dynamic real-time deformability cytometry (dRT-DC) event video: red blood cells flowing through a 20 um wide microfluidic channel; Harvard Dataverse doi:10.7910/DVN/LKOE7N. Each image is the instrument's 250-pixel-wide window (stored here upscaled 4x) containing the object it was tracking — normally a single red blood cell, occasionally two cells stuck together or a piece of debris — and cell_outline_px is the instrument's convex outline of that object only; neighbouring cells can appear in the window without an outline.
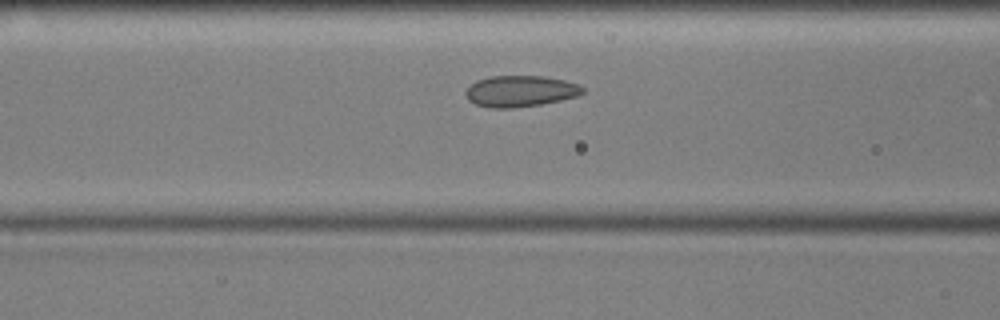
{"species": "common noctule bat (a hibernating species)", "species_latin": "Nyctalus noctula", "temperature_condition": "cold", "stored_images_in_passage": 47, "camera_frame_rate_fps": 3000, "um_per_image_px": 0.085, "animal": {"sex": "male", "body_mass_g": 17.9, "forearm_length_mm": 54.2}, "frame": {"image": 1, "passage_image": 13, "time_ms": 4.0, "image_size_px": [1000, 320], "cell_outline_px": [[584, 92], [580, 96], [540, 104], [512, 108], [492, 108], [476, 104], [468, 100], [464, 96], [464, 92], [476, 80], [492, 76], [544, 76], [564, 80], [580, 84], [584, 88]], "centroid_in_image_um": [44.24, 7.75], "position_along_channel_um": 122.4, "area_um2": 21.39}}
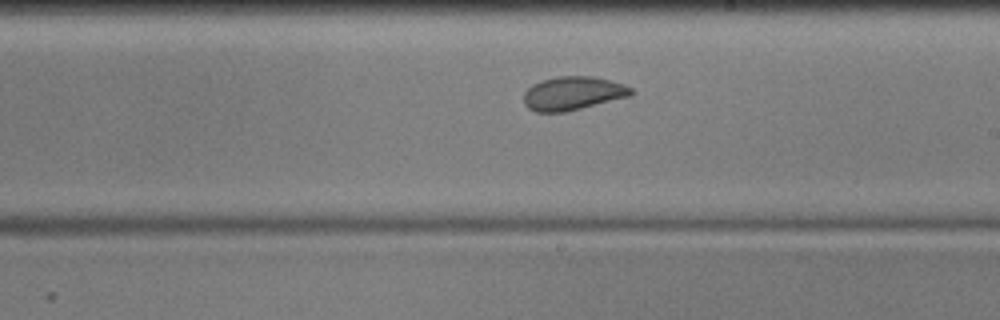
{"frame": {"image": 2, "passage_image": 23, "time_ms": 7.333, "image_size_px": [1000, 320], "cell_outline_px": [[636, 92], [632, 96], [564, 112], [536, 112], [528, 108], [524, 104], [524, 92], [532, 84], [540, 80], [556, 76], [592, 76], [624, 84], [632, 88]], "centroid_in_image_um": [48.7, 7.93], "position_along_channel_um": 240.3, "area_um2": 21.21}}
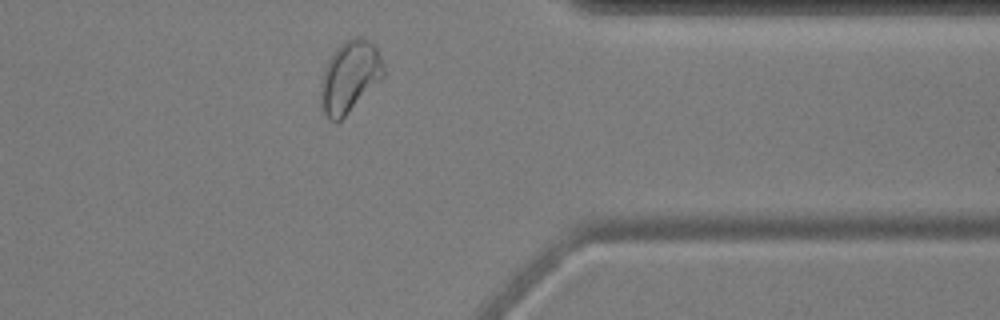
{"frame": {"image": 3, "passage_image": 36, "time_ms": 11.667, "image_size_px": [1000, 320], "cell_outline_px": [[384, 76], [336, 124], [328, 120], [320, 104], [320, 84], [324, 68], [328, 60], [336, 48], [344, 40], [356, 36], [360, 36], [368, 40], [376, 48], [380, 56], [384, 68]], "centroid_in_image_um": [29.68, 6.52], "position_along_channel_um": 381.7, "area_um2": 26.13}, "authors_computed_cell_mechanics": {"area_um2": 21.097, "velocity_mm_per_s": 3.5394, "shape_relaxation_time_tau1_ms": 3.2242, "shape_relaxation_time_tau2_ms": 1.3817, "deformation_change_tau1": 0.0825, "deformation_change_tau2": 0.0457}}